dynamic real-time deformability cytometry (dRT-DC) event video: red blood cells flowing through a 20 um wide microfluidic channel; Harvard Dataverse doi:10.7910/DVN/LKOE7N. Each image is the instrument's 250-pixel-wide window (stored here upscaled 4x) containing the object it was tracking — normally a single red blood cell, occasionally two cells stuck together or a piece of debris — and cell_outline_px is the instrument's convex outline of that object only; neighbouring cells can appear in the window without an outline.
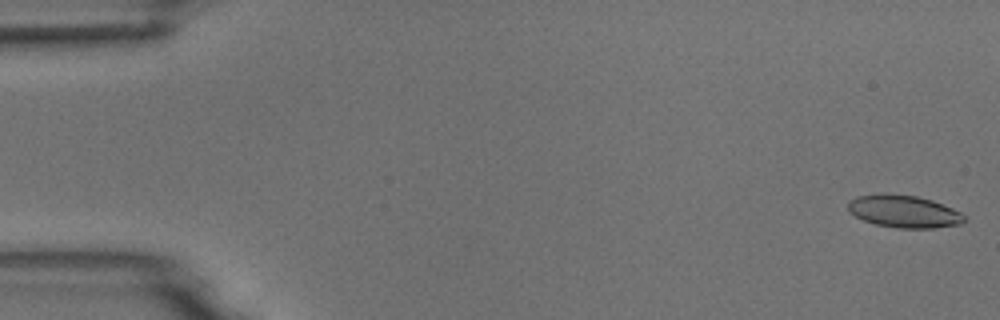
{"species": "common noctule bat (a hibernating species)", "species_latin": "Nyctalus noctula", "temperature_condition": "room temperature", "stored_images_in_passage": 54, "camera_frame_rate_fps": 3000, "um_per_image_px": 0.085, "animal": {"sex": "male", "body_mass_g": 18.8}, "frame": {"image": 1, "passage_image": 1, "time_ms": 0.0, "image_size_px": [1000, 320], "cell_outline_px": [[964, 220], [960, 224], [932, 228], [896, 228], [876, 224], [864, 220], [848, 212], [848, 200], [856, 196], [916, 196], [932, 200], [952, 208], [960, 212], [964, 216]], "centroid_in_image_um": [76.84, 18.01], "position_along_channel_um": 8.2, "area_um2": 21.21}}
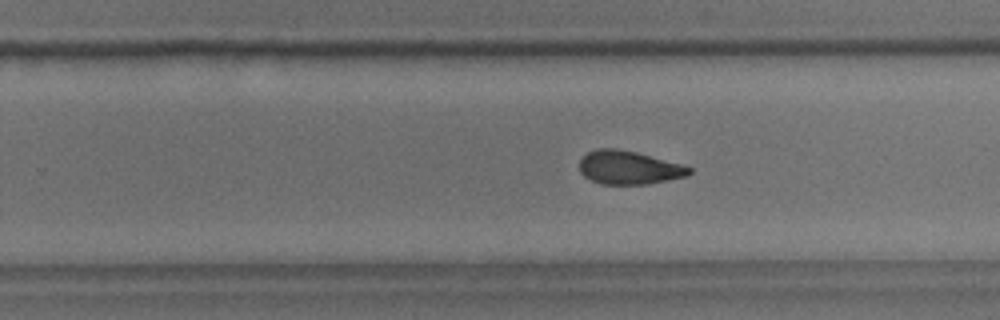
{"frame": {"image": 2, "passage_image": 34, "time_ms": 11.0, "image_size_px": [1000, 320], "cell_outline_px": [[692, 172], [688, 176], [648, 184], [600, 184], [584, 176], [580, 172], [580, 160], [588, 152], [596, 148], [616, 148], [636, 152], [680, 164], [692, 168]], "centroid_in_image_um": [53.45, 14.25], "position_along_channel_um": 276.4, "area_um2": 21.33}}
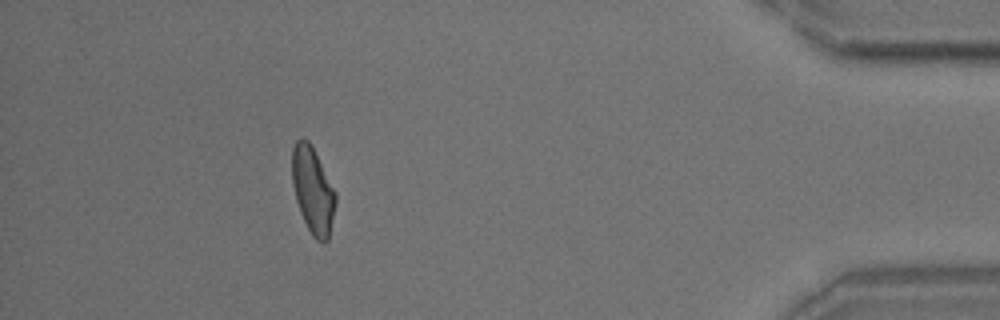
{"frame": {"image": 3, "passage_image": 49, "time_ms": 16.0, "image_size_px": [1000, 320], "cell_outline_px": [[336, 204], [328, 240], [324, 244], [316, 240], [312, 236], [300, 212], [296, 200], [292, 184], [292, 148], [296, 140], [300, 136], [308, 140], [336, 192]], "centroid_in_image_um": [26.58, 16.19], "position_along_channel_um": 408.6, "area_um2": 21.91}, "authors_computed_cell_mechanics": {"area_um2": 22.1663, "velocity_mm_per_s": 3.707, "shape_relaxation_time_tau1_ms": 5.2779, "shape_relaxation_time_tau2_ms": 2.3801, "deformation_change_tau1": 0.1407, "deformation_change_tau2": 0.0969}}